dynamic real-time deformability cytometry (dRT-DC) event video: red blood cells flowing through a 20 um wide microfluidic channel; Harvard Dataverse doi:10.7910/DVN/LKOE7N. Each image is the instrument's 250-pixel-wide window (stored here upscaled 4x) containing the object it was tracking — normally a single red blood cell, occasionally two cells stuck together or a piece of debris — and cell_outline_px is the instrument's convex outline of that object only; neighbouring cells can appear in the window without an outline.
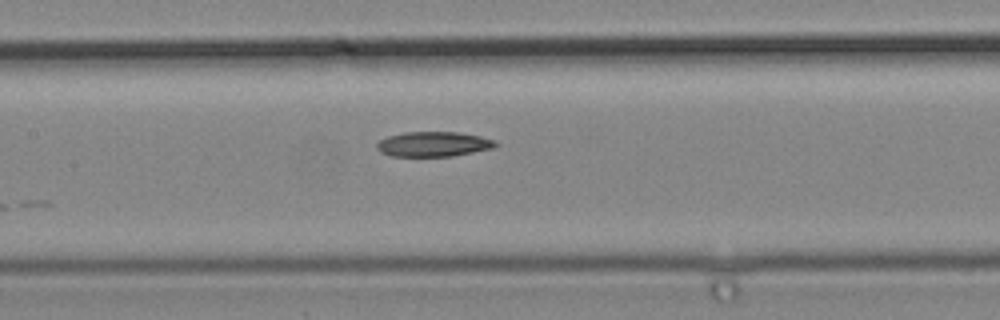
{"species": "common noctule bat (a hibernating species)", "species_latin": "Nyctalus noctula", "temperature_condition": "cold", "stored_images_in_passage": 7, "camera_frame_rate_fps": 3000, "um_per_image_px": 0.085, "animal": {"sex": "male", "body_mass_g": 19.2, "forearm_length_mm": 51.8}, "frame": {"image": 1, "passage_image": 7, "time_ms": 2.0, "image_size_px": [1000, 320], "cell_outline_px": [[500, 144], [492, 148], [452, 156], [392, 156], [380, 152], [376, 148], [376, 144], [380, 140], [388, 136], [404, 132], [460, 132], [480, 136], [496, 140]], "centroid_in_image_um": [36.85, 12.24], "position_along_channel_um": 170.5, "area_um2": 17.28}}